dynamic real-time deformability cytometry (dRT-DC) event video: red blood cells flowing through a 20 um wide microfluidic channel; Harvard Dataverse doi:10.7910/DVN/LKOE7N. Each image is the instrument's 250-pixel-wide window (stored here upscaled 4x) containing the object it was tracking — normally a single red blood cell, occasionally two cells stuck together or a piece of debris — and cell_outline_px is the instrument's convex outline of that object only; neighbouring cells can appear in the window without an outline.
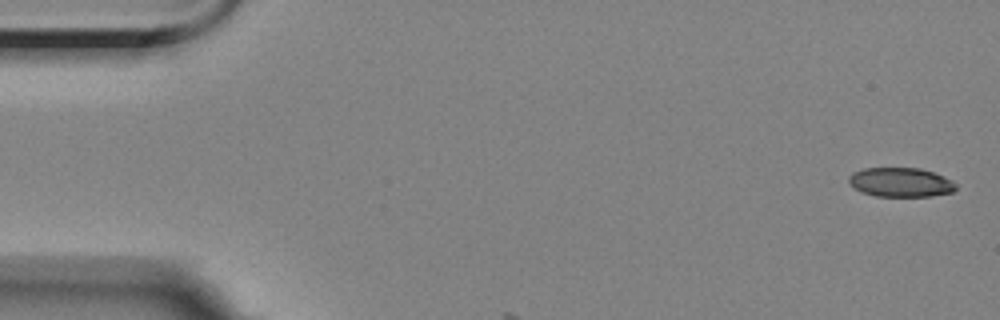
{"species": "Egyptian fruit bat (a non-hibernating species)", "species_latin": "Rousettus aegyptiacus", "temperature_condition": "room temperature", "stored_images_in_passage": 3, "camera_frame_rate_fps": 3000, "um_per_image_px": 0.085, "animal": {"sex": "female"}, "frame": {"image": 1, "passage_image": 1, "time_ms": 0.0, "image_size_px": [1000, 320], "cell_outline_px": [[956, 188], [952, 192], [932, 196], [876, 196], [860, 192], [848, 180], [848, 176], [852, 172], [864, 168], [920, 168], [944, 176], [952, 180], [956, 184]], "centroid_in_image_um": [76.55, 15.49], "position_along_channel_um": 8.4, "area_um2": 18.26}}